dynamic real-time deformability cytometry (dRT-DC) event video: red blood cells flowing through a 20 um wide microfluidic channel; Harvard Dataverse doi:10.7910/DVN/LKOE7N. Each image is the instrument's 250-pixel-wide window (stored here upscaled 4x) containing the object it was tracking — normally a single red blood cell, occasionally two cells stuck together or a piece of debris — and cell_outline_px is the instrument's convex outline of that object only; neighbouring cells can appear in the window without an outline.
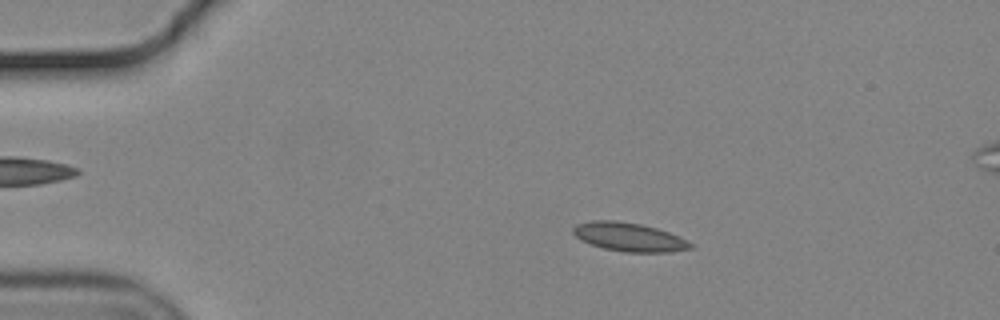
{"species": "common noctule bat (a hibernating species)", "species_latin": "Nyctalus noctula", "temperature_condition": "cold", "stored_images_in_passage": 47, "camera_frame_rate_fps": 3000, "um_per_image_px": 0.085, "animal": {"sex": "male", "body_mass_g": 19.2, "forearm_length_mm": 51.8}, "frame": {"image": 1, "passage_image": 2, "time_ms": 0.333, "image_size_px": [1000, 320], "cell_outline_px": [[692, 248], [668, 252], [624, 252], [604, 248], [580, 240], [572, 232], [572, 228], [576, 224], [592, 220], [616, 220], [640, 224], [656, 228], [680, 236], [692, 244]], "centroid_in_image_um": [53.44, 20.14], "position_along_channel_um": 31.6, "area_um2": 19.54}}
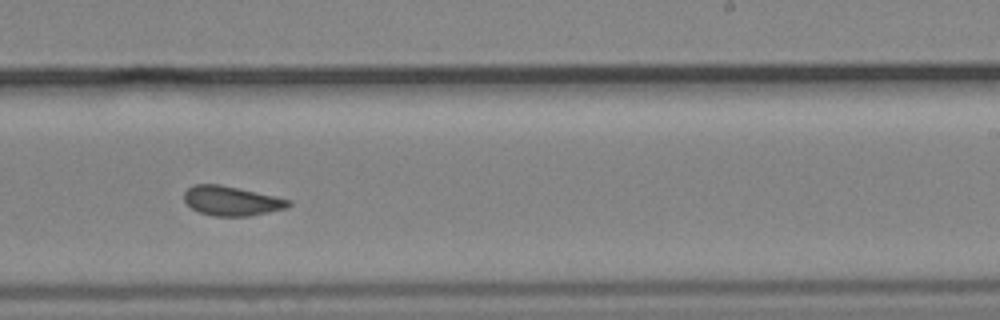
{"frame": {"image": 2, "passage_image": 26, "time_ms": 8.333, "image_size_px": [1000, 320], "cell_outline_px": [[292, 204], [288, 208], [248, 216], [212, 216], [200, 212], [192, 208], [184, 200], [184, 192], [192, 184], [220, 184], [292, 200]], "centroid_in_image_um": [19.69, 17.07], "position_along_channel_um": 269.3, "area_um2": 17.92}}
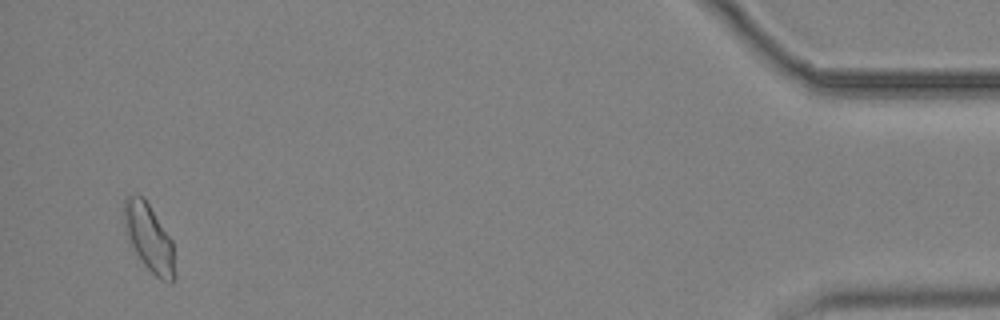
{"frame": {"image": 3, "passage_image": 45, "time_ms": 14.667, "image_size_px": [1000, 320], "cell_outline_px": [[176, 276], [172, 284], [160, 280], [144, 264], [136, 252], [124, 232], [124, 200], [128, 196], [144, 196], [172, 240], [176, 272]], "centroid_in_image_um": [12.7, 20.25], "position_along_channel_um": 422.5, "area_um2": 20.0}, "authors_computed_cell_mechanics": {"area_um2": 18.2648, "velocity_mm_per_s": 3.6818, "shape_relaxation_time_tau1_ms": null, "shape_relaxation_time_tau2_ms": 1.5075, "deformation_change_tau1": null, "deformation_change_tau2": 0.0701}}